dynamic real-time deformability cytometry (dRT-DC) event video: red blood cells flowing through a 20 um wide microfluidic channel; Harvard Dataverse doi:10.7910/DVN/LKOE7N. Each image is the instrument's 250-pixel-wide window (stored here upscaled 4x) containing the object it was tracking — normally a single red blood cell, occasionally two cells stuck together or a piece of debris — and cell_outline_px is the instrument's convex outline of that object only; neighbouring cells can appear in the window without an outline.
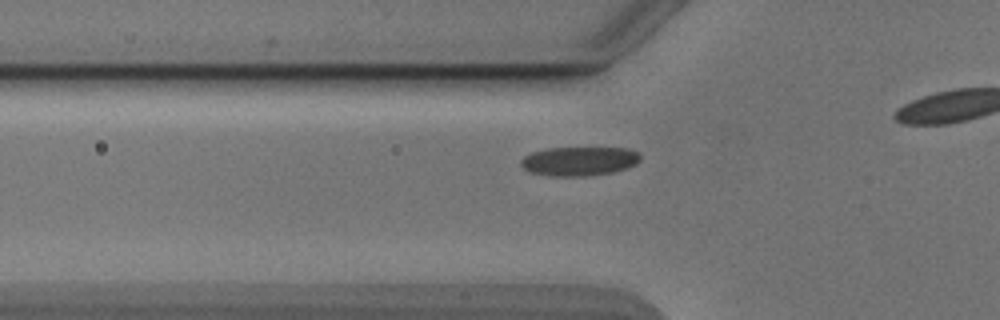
{"species": "Egyptian fruit bat (a non-hibernating species)", "species_latin": "Rousettus aegyptiacus", "temperature_condition": "cold", "stored_images_in_passage": 38, "camera_frame_rate_fps": 3000, "um_per_image_px": 0.085, "animal": {"sex": "male"}, "frame": {"image": 1, "passage_image": 13, "time_ms": 4.0, "image_size_px": [1000, 320], "cell_outline_px": [[640, 160], [636, 164], [612, 172], [584, 176], [548, 176], [532, 172], [524, 168], [520, 164], [520, 160], [524, 156], [532, 152], [548, 148], [628, 148], [640, 152]], "centroid_in_image_um": [49.23, 13.69], "position_along_channel_um": 76.6, "area_um2": 20.17}}
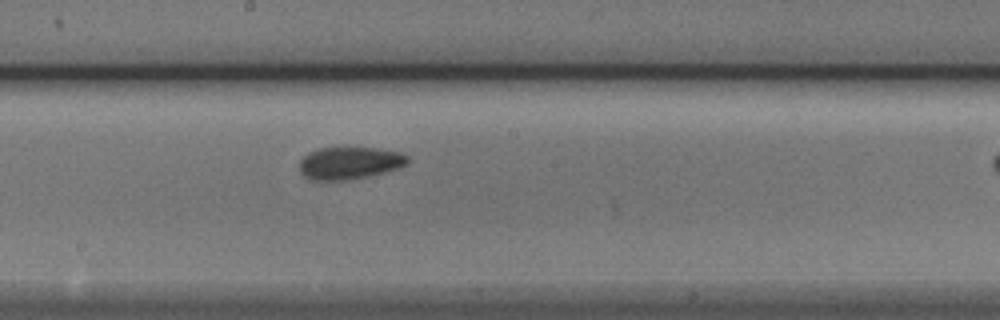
{"frame": {"image": 2, "passage_image": 24, "time_ms": 7.667, "image_size_px": [1000, 320], "cell_outline_px": [[408, 164], [400, 168], [368, 176], [348, 180], [308, 180], [300, 172], [300, 160], [308, 152], [320, 148], [376, 148], [400, 152], [408, 156]], "centroid_in_image_um": [29.71, 13.86], "position_along_channel_um": 218.5, "area_um2": 20.46}}
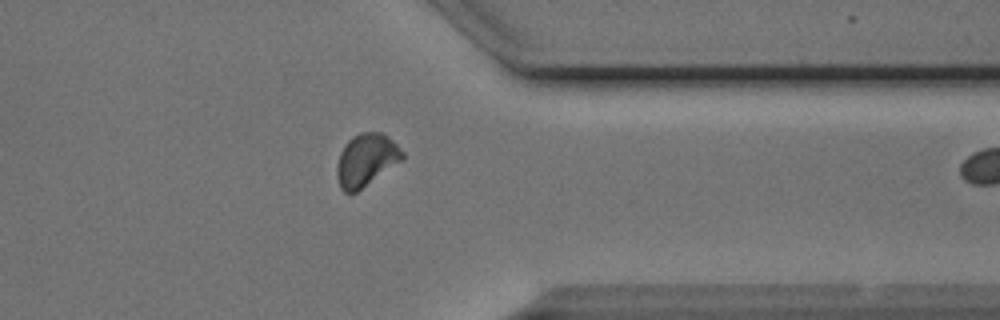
{"frame": {"image": 3, "passage_image": 37, "time_ms": 12.0, "image_size_px": [1000, 320], "cell_outline_px": [[404, 156], [400, 160], [356, 192], [344, 192], [340, 188], [336, 176], [336, 168], [340, 152], [344, 144], [352, 136], [360, 132], [380, 132], [388, 136], [404, 152]], "centroid_in_image_um": [31.07, 13.57], "position_along_channel_um": 380.3, "area_um2": 19.71}}